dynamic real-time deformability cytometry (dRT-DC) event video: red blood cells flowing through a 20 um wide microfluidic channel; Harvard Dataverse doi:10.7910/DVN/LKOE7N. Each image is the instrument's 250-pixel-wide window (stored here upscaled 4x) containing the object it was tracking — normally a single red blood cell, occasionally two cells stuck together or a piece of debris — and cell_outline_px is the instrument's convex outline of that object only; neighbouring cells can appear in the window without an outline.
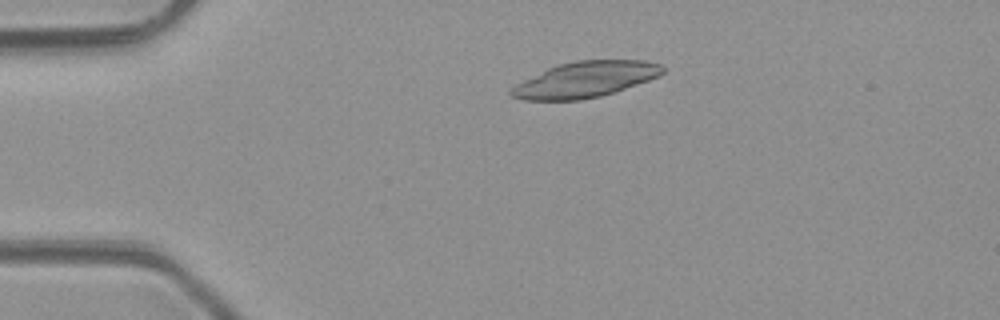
{"species": "common noctule bat (a hibernating species)", "species_latin": "Nyctalus noctula", "temperature_condition": "room temperature", "stored_images_in_passage": 2, "camera_frame_rate_fps": 3000, "um_per_image_px": 0.085, "animal": {"sex": "male", "body_mass_g": 23.1, "forearm_length_mm": 52.7}, "frame": {"image": 1, "passage_image": 1, "time_ms": 0.0, "image_size_px": [1000, 320], "cell_outline_px": [[664, 72], [648, 80], [600, 96], [580, 100], [524, 100], [512, 96], [508, 92], [516, 84], [548, 68], [560, 64], [576, 60], [644, 60], [660, 64], [664, 68]], "centroid_in_image_um": [49.73, 6.76], "position_along_channel_um": 35.3, "area_um2": 31.04}}